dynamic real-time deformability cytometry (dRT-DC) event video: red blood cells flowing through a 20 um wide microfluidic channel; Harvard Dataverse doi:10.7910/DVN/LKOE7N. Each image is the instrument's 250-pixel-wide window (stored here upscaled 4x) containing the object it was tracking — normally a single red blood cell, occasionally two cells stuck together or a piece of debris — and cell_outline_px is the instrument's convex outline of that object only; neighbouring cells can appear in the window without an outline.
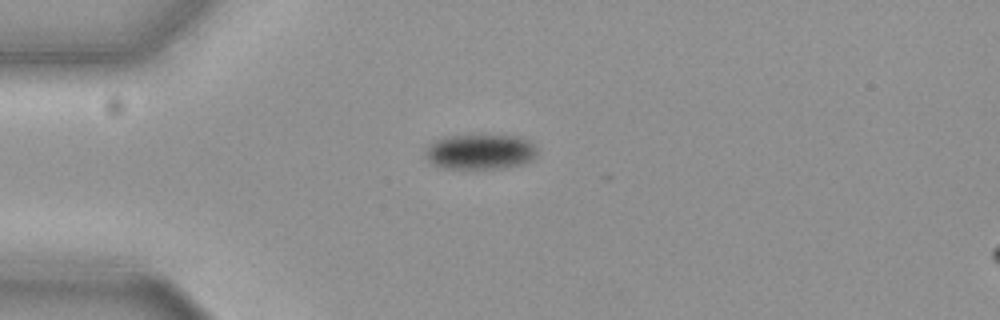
{"species": "common noctule bat (a hibernating species)", "species_latin": "Nyctalus noctula", "temperature_condition": "cold", "stored_images_in_passage": 5, "camera_frame_rate_fps": 3000, "um_per_image_px": 0.085, "animal": {"sex": "female", "body_mass_g": 19.3, "forearm_length_mm": 54.1}, "frame": {"image": 1, "passage_image": 1, "time_ms": 0.0, "image_size_px": [1000, 320], "cell_outline_px": [[536, 156], [524, 164], [504, 168], [440, 168], [432, 164], [428, 160], [428, 148], [436, 140], [444, 136], [484, 132], [516, 136], [532, 140], [536, 144]], "centroid_in_image_um": [40.89, 12.84], "position_along_channel_um": 44.1, "area_um2": 23.76}}